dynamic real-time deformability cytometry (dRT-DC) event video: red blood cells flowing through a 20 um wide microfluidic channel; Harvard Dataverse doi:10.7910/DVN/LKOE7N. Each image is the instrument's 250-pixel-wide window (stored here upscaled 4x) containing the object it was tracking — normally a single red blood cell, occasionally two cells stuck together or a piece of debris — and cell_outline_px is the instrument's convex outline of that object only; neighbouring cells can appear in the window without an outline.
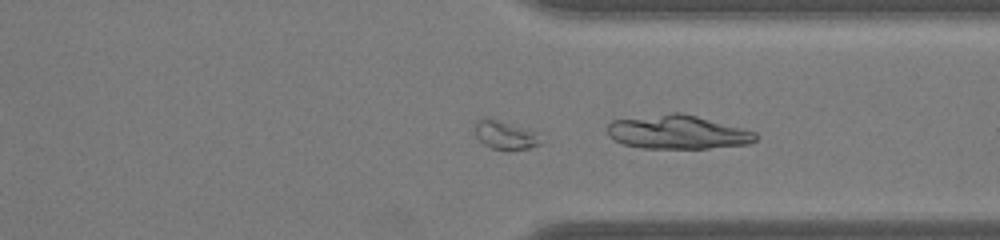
{"species": "common noctule bat (a hibernating species)", "species_latin": "Nyctalus noctula", "temperature_condition": "warm", "stored_images_in_passage": 42, "camera_frame_rate_fps": 3000, "um_per_image_px": 0.085, "animal": {"sex": "male", "body_mass_g": 19.0, "forearm_length_mm": 50.8}, "frame": {"image": 1, "passage_image": 31, "time_ms": 10.0, "image_size_px": [1000, 240], "cell_outline_px": [[540, 144], [528, 148], [508, 152], [492, 148], [484, 144], [476, 136], [476, 120], [484, 116], [488, 116], [536, 132]], "centroid_in_image_um": [42.89, 11.48], "position_along_channel_um": 368.5, "area_um2": 11.04}, "authors_computed_cell_mechanics": {"area_um2": 11.5311, "velocity_mm_per_s": 4.059, "shape_relaxation_time_tau1_ms": 3.0891, "shape_relaxation_time_tau2_ms": null, "deformation_change_tau1": 0.081, "deformation_change_tau2": null}}